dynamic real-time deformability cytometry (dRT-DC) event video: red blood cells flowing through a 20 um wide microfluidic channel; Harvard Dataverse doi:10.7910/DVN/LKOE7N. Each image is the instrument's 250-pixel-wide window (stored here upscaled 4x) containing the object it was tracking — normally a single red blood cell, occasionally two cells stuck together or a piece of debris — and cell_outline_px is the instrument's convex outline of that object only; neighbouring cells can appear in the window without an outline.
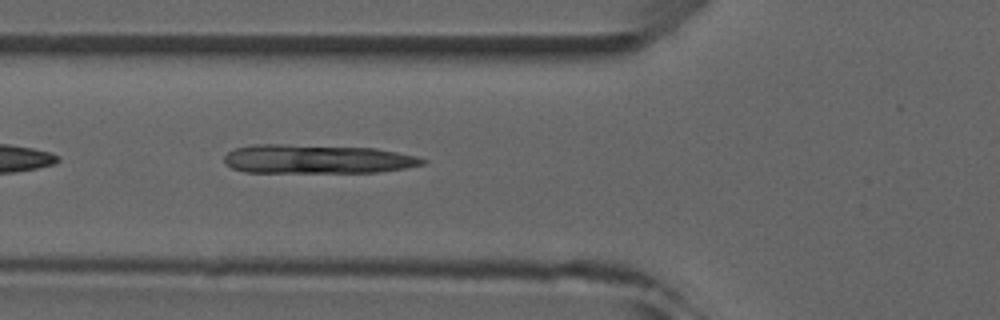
{"species": "common noctule bat (a hibernating species)", "species_latin": "Nyctalus noctula", "temperature_condition": "room temperature", "stored_images_in_passage": 5, "camera_frame_rate_fps": 3000, "um_per_image_px": 0.085, "animal": {"sex": "male", "forearm_length_mm": 52.5}, "frame": {"image": 1, "passage_image": 5, "time_ms": 4.667, "image_size_px": [1000, 320], "cell_outline_px": [[428, 160], [424, 164], [404, 168], [376, 172], [244, 172], [232, 168], [224, 164], [224, 156], [228, 152], [236, 148], [256, 144], [284, 144], [376, 148], [416, 156]], "centroid_in_image_um": [26.92, 13.52], "position_along_channel_um": 98.9, "area_um2": 33.41}}